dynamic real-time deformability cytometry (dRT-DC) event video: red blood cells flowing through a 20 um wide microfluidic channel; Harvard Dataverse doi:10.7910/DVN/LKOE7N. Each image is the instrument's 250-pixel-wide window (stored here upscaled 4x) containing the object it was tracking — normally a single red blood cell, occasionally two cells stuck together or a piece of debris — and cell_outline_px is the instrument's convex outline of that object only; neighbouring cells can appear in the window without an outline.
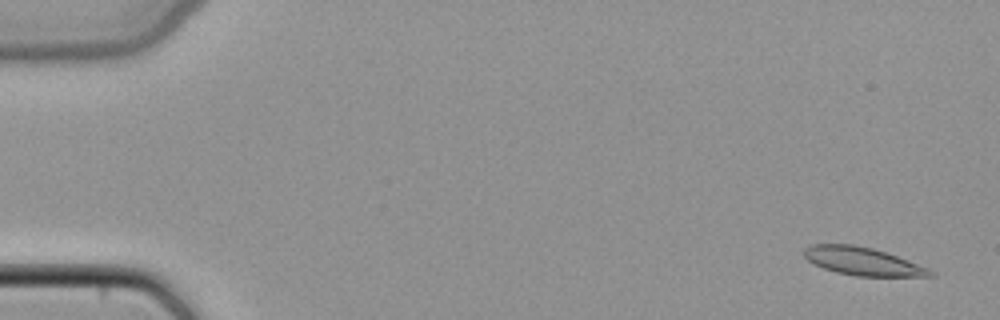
{"species": "common noctule bat (a hibernating species)", "species_latin": "Nyctalus noctula", "temperature_condition": "cold", "stored_images_in_passage": 4, "camera_frame_rate_fps": 3000, "um_per_image_px": 0.085, "animal": {"sex": "female", "body_mass_g": 22.7, "forearm_length_mm": 54.2}, "frame": {"image": 1, "passage_image": 3, "time_ms": 0.667, "image_size_px": [1000, 320], "cell_outline_px": [[936, 276], [856, 276], [836, 272], [824, 268], [808, 260], [804, 256], [804, 248], [812, 244], [852, 244], [872, 248], [896, 256], [928, 268], [936, 272]], "centroid_in_image_um": [73.32, 22.21], "position_along_channel_um": 11.7, "area_um2": 20.35}}